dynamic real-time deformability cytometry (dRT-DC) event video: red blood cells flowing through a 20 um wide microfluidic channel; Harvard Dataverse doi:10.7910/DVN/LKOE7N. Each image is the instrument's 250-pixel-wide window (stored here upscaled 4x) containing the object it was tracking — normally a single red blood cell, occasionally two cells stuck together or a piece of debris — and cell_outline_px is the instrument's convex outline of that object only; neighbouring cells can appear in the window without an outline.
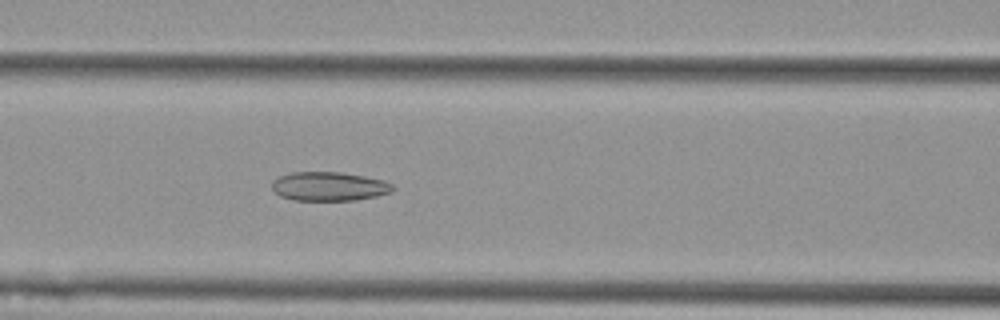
{"species": "Egyptian fruit bat (a non-hibernating species)", "species_latin": "Rousettus aegyptiacus", "temperature_condition": "cold", "stored_images_in_passage": 55, "camera_frame_rate_fps": 3000, "um_per_image_px": 0.085, "animal": {"sex": "female"}, "frame": {"image": 1, "passage_image": 23, "time_ms": 7.333, "image_size_px": [1000, 320], "cell_outline_px": [[396, 188], [392, 192], [376, 196], [356, 200], [292, 200], [280, 196], [272, 188], [272, 180], [280, 176], [292, 172], [340, 172], [364, 176], [384, 180], [392, 184]], "centroid_in_image_um": [27.99, 15.84], "position_along_channel_um": 138.6, "area_um2": 20.46}}
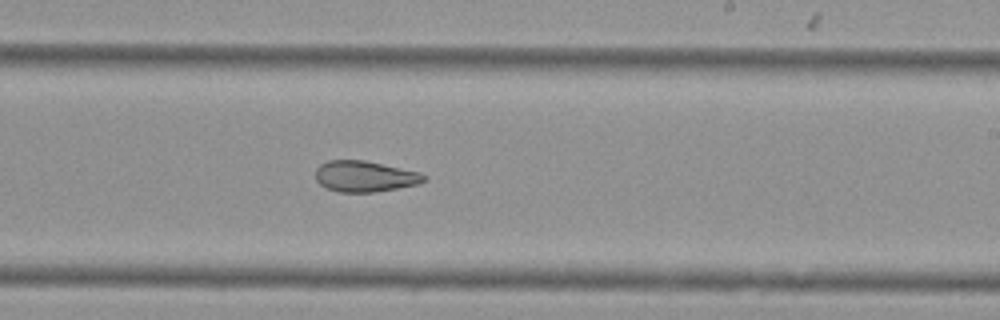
{"frame": {"image": 2, "passage_image": 33, "time_ms": 10.667, "image_size_px": [1000, 320], "cell_outline_px": [[428, 180], [420, 184], [372, 192], [340, 192], [328, 188], [320, 184], [316, 180], [316, 168], [320, 164], [328, 160], [364, 160], [420, 172], [428, 176]], "centroid_in_image_um": [31.04, 14.98], "position_along_channel_um": 258.0, "area_um2": 19.59}}
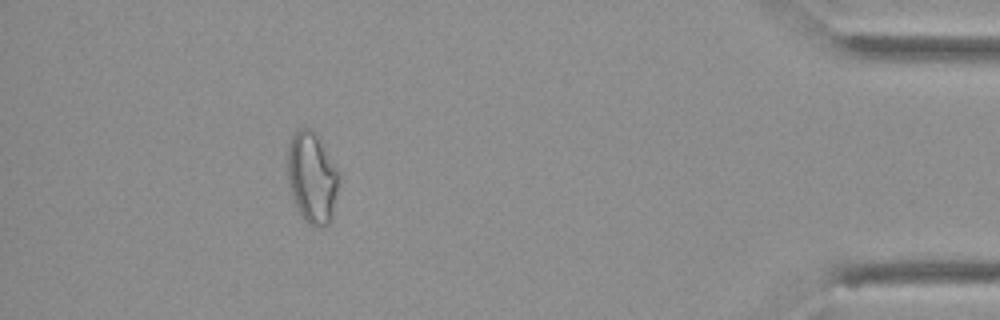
{"frame": {"image": 3, "passage_image": 50, "time_ms": 16.333, "image_size_px": [1000, 320], "cell_outline_px": [[336, 192], [332, 220], [324, 228], [312, 228], [308, 224], [300, 212], [292, 196], [288, 184], [288, 148], [292, 136], [296, 128], [312, 128], [320, 136], [336, 168]], "centroid_in_image_um": [26.5, 15.08], "position_along_channel_um": 408.7, "area_um2": 27.17}, "authors_computed_cell_mechanics": {"area_um2": 25.3164, "velocity_mm_per_s": 3.6091, "shape_relaxation_time_tau1_ms": null, "shape_relaxation_time_tau2_ms": 4.2634, "deformation_change_tau1": null, "deformation_change_tau2": 0.1199}}